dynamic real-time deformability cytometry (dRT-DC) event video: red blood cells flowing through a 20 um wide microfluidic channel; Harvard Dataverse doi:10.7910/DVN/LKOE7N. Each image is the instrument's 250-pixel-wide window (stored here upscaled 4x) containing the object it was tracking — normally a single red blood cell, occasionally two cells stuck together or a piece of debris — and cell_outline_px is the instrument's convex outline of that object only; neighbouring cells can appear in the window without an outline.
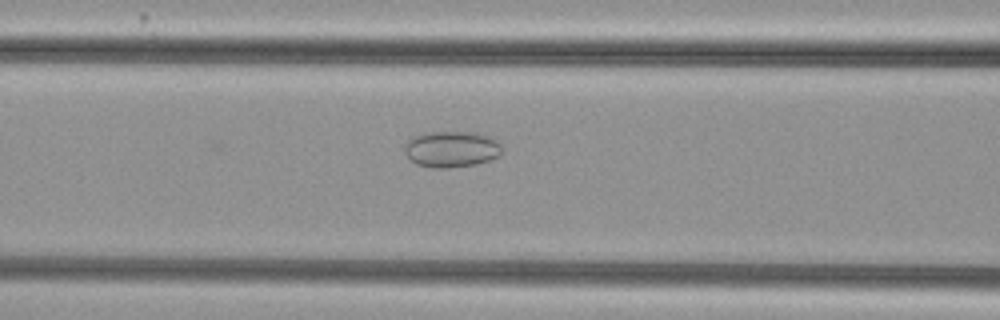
{"species": "common noctule bat (a hibernating species)", "species_latin": "Nyctalus noctula", "temperature_condition": "cold", "stored_images_in_passage": 38, "camera_frame_rate_fps": 3000, "um_per_image_px": 0.085, "animal": {"sex": "female", "body_mass_g": 29.2, "forearm_length_mm": 56.3}, "frame": {"image": 1, "passage_image": 7, "time_ms": 2.0, "image_size_px": [1000, 320], "cell_outline_px": [[504, 152], [500, 156], [476, 164], [448, 168], [432, 168], [416, 164], [408, 160], [404, 152], [404, 144], [412, 136], [432, 132], [476, 132], [488, 136], [496, 140], [504, 148]], "centroid_in_image_um": [38.37, 12.69], "position_along_channel_um": 128.2, "area_um2": 20.92}}
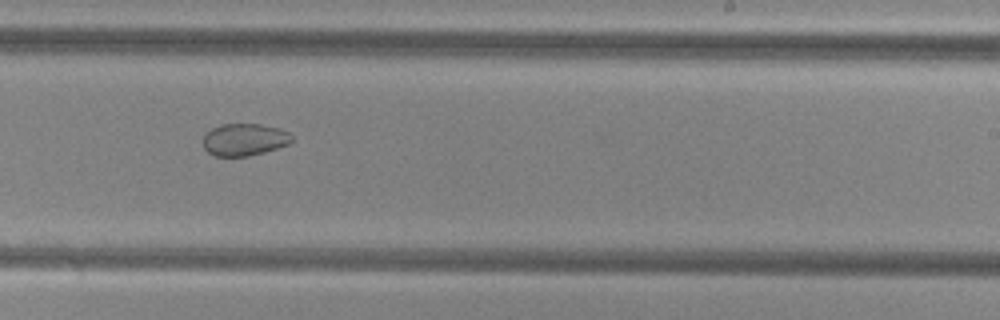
{"frame": {"image": 2, "passage_image": 18, "time_ms": 5.667, "image_size_px": [1000, 320], "cell_outline_px": [[292, 140], [288, 144], [264, 152], [248, 156], [216, 156], [208, 152], [204, 148], [204, 132], [220, 124], [260, 124], [280, 128], [288, 132], [292, 136]], "centroid_in_image_um": [20.75, 11.85], "position_along_channel_um": 268.2, "area_um2": 16.65}}
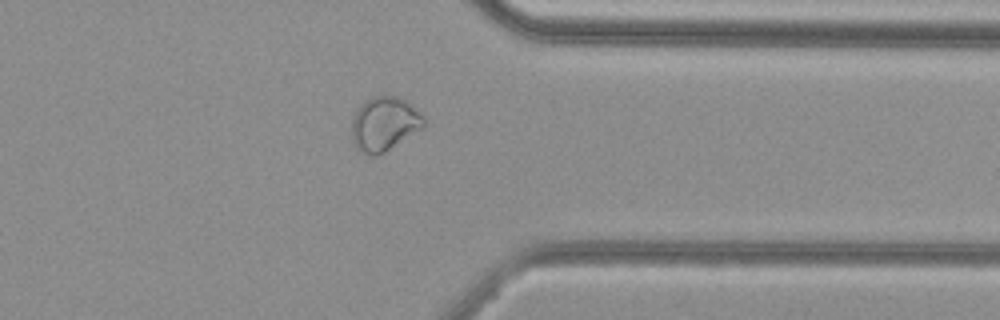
{"frame": {"image": 3, "passage_image": 27, "time_ms": 8.667, "image_size_px": [1000, 320], "cell_outline_px": [[424, 128], [384, 152], [376, 156], [372, 156], [360, 152], [356, 148], [352, 140], [352, 116], [360, 104], [372, 96], [396, 96], [404, 100], [420, 112], [424, 116]], "centroid_in_image_um": [32.65, 10.54], "position_along_channel_um": 378.8, "area_um2": 22.83}, "authors_computed_cell_mechanics": {"area_um2": 21.1837, "velocity_mm_per_s": 3.8268, "shape_relaxation_time_tau1_ms": null, "shape_relaxation_time_tau2_ms": 11.3132, "deformation_change_tau1": null, "deformation_change_tau2": 0.1236}}